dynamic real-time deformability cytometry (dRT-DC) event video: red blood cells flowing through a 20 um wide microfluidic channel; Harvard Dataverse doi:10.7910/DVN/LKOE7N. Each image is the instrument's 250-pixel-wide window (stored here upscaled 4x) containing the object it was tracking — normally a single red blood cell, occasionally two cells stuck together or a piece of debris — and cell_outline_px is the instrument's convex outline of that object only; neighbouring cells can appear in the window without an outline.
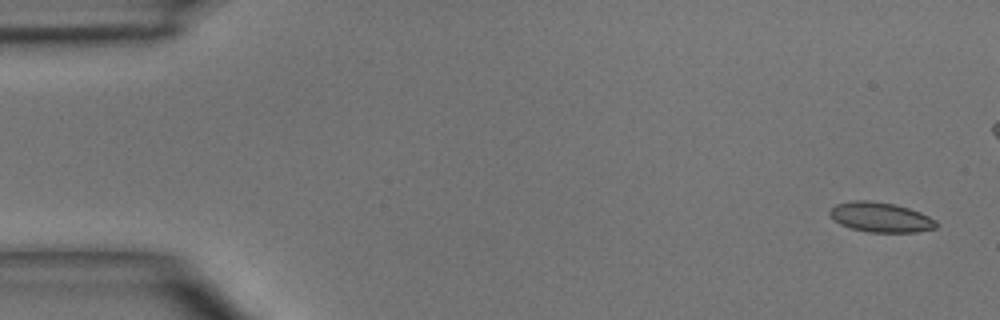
{"species": "common noctule bat (a hibernating species)", "species_latin": "Nyctalus noctula", "temperature_condition": "room temperature", "stored_images_in_passage": 5, "camera_frame_rate_fps": 3000, "um_per_image_px": 0.085, "animal": {"sex": "male", "body_mass_g": 15.6}, "frame": {"image": 1, "passage_image": 1, "time_ms": 0.0, "image_size_px": [1000, 320], "cell_outline_px": [[936, 228], [916, 232], [868, 232], [852, 228], [840, 224], [828, 212], [836, 204], [852, 200], [872, 200], [892, 204], [908, 208], [920, 212], [936, 220]], "centroid_in_image_um": [74.85, 18.46], "position_along_channel_um": 10.1, "area_um2": 18.32}}
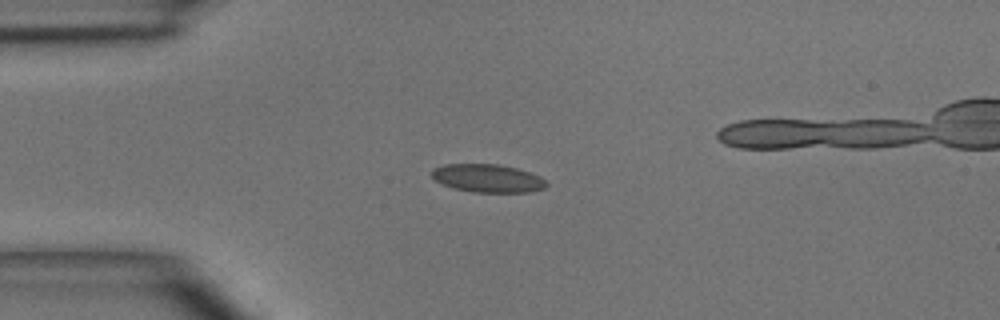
{"frame": {"image": 2, "passage_image": 4, "time_ms": 3.333, "image_size_px": [1000, 320], "cell_outline_px": [[548, 184], [544, 188], [532, 192], [472, 192], [452, 188], [440, 184], [432, 176], [432, 168], [444, 164], [496, 164], [516, 168], [540, 176]], "centroid_in_image_um": [41.42, 15.16], "position_along_channel_um": 43.6, "area_um2": 18.84}}